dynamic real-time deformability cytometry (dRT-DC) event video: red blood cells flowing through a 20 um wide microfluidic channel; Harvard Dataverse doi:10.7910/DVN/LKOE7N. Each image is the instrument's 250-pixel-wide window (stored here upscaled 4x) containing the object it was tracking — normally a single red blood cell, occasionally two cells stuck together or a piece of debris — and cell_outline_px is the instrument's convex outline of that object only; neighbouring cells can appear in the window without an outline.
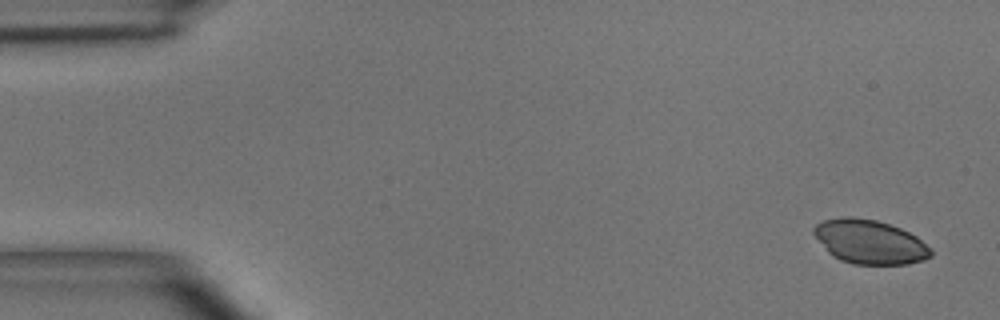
{"species": "common noctule bat (a hibernating species)", "species_latin": "Nyctalus noctula", "temperature_condition": "room temperature", "stored_images_in_passage": 5, "camera_frame_rate_fps": 3000, "um_per_image_px": 0.085, "animal": {"sex": "male", "body_mass_g": 15.6}, "frame": {"image": 1, "passage_image": 1, "time_ms": 0.0, "image_size_px": [1000, 320], "cell_outline_px": [[932, 256], [924, 260], [908, 264], [852, 264], [840, 260], [832, 256], [828, 252], [812, 232], [812, 228], [816, 224], [824, 220], [840, 216], [852, 216], [876, 220], [900, 228], [916, 236], [932, 248]], "centroid_in_image_um": [73.92, 20.55], "position_along_channel_um": 11.1, "area_um2": 30.23}}